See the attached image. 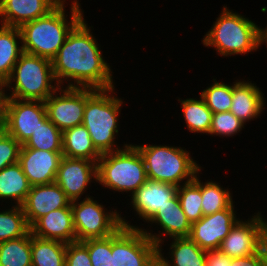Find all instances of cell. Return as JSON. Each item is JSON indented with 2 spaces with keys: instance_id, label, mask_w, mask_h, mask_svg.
<instances>
[{
  "instance_id": "13",
  "label": "cell",
  "mask_w": 267,
  "mask_h": 266,
  "mask_svg": "<svg viewBox=\"0 0 267 266\" xmlns=\"http://www.w3.org/2000/svg\"><path fill=\"white\" fill-rule=\"evenodd\" d=\"M233 204L234 202L222 211L203 216L193 222L189 238L201 249L218 250L223 239L239 220Z\"/></svg>"
},
{
  "instance_id": "7",
  "label": "cell",
  "mask_w": 267,
  "mask_h": 266,
  "mask_svg": "<svg viewBox=\"0 0 267 266\" xmlns=\"http://www.w3.org/2000/svg\"><path fill=\"white\" fill-rule=\"evenodd\" d=\"M147 180L144 161L132 144L102 154L97 161V183L109 190L131 195Z\"/></svg>"
},
{
  "instance_id": "43",
  "label": "cell",
  "mask_w": 267,
  "mask_h": 266,
  "mask_svg": "<svg viewBox=\"0 0 267 266\" xmlns=\"http://www.w3.org/2000/svg\"><path fill=\"white\" fill-rule=\"evenodd\" d=\"M264 219H265V217L263 218V216H262L264 235L267 236V221H266V219L265 220Z\"/></svg>"
},
{
  "instance_id": "18",
  "label": "cell",
  "mask_w": 267,
  "mask_h": 266,
  "mask_svg": "<svg viewBox=\"0 0 267 266\" xmlns=\"http://www.w3.org/2000/svg\"><path fill=\"white\" fill-rule=\"evenodd\" d=\"M177 186L147 179L131 196V206L139 218L148 222L158 211L169 203L177 193Z\"/></svg>"
},
{
  "instance_id": "37",
  "label": "cell",
  "mask_w": 267,
  "mask_h": 266,
  "mask_svg": "<svg viewBox=\"0 0 267 266\" xmlns=\"http://www.w3.org/2000/svg\"><path fill=\"white\" fill-rule=\"evenodd\" d=\"M65 266H92L88 248L83 242L67 244Z\"/></svg>"
},
{
  "instance_id": "14",
  "label": "cell",
  "mask_w": 267,
  "mask_h": 266,
  "mask_svg": "<svg viewBox=\"0 0 267 266\" xmlns=\"http://www.w3.org/2000/svg\"><path fill=\"white\" fill-rule=\"evenodd\" d=\"M97 181V163L87 159L62 157L57 170L55 183L71 200H80L86 188Z\"/></svg>"
},
{
  "instance_id": "24",
  "label": "cell",
  "mask_w": 267,
  "mask_h": 266,
  "mask_svg": "<svg viewBox=\"0 0 267 266\" xmlns=\"http://www.w3.org/2000/svg\"><path fill=\"white\" fill-rule=\"evenodd\" d=\"M31 189L26 175L17 162L0 170V199L13 200L16 206H22Z\"/></svg>"
},
{
  "instance_id": "22",
  "label": "cell",
  "mask_w": 267,
  "mask_h": 266,
  "mask_svg": "<svg viewBox=\"0 0 267 266\" xmlns=\"http://www.w3.org/2000/svg\"><path fill=\"white\" fill-rule=\"evenodd\" d=\"M62 154L67 158L87 159L97 163L102 154L95 148L84 125L62 132Z\"/></svg>"
},
{
  "instance_id": "35",
  "label": "cell",
  "mask_w": 267,
  "mask_h": 266,
  "mask_svg": "<svg viewBox=\"0 0 267 266\" xmlns=\"http://www.w3.org/2000/svg\"><path fill=\"white\" fill-rule=\"evenodd\" d=\"M245 123L239 120L234 114L229 112L213 113L212 124L209 131L211 136H226L232 137L238 134L242 128H244Z\"/></svg>"
},
{
  "instance_id": "34",
  "label": "cell",
  "mask_w": 267,
  "mask_h": 266,
  "mask_svg": "<svg viewBox=\"0 0 267 266\" xmlns=\"http://www.w3.org/2000/svg\"><path fill=\"white\" fill-rule=\"evenodd\" d=\"M88 248L92 266H115L114 253H111V235L104 238L83 241Z\"/></svg>"
},
{
  "instance_id": "23",
  "label": "cell",
  "mask_w": 267,
  "mask_h": 266,
  "mask_svg": "<svg viewBox=\"0 0 267 266\" xmlns=\"http://www.w3.org/2000/svg\"><path fill=\"white\" fill-rule=\"evenodd\" d=\"M168 252L171 256L165 258L162 250L158 249V259L163 266H205L206 250L201 249L188 238H172Z\"/></svg>"
},
{
  "instance_id": "40",
  "label": "cell",
  "mask_w": 267,
  "mask_h": 266,
  "mask_svg": "<svg viewBox=\"0 0 267 266\" xmlns=\"http://www.w3.org/2000/svg\"><path fill=\"white\" fill-rule=\"evenodd\" d=\"M5 89L4 84L0 83V133L6 132L7 104L9 95Z\"/></svg>"
},
{
  "instance_id": "12",
  "label": "cell",
  "mask_w": 267,
  "mask_h": 266,
  "mask_svg": "<svg viewBox=\"0 0 267 266\" xmlns=\"http://www.w3.org/2000/svg\"><path fill=\"white\" fill-rule=\"evenodd\" d=\"M248 220H238L220 244L219 251L230 258L250 256L262 249L264 228L261 212Z\"/></svg>"
},
{
  "instance_id": "20",
  "label": "cell",
  "mask_w": 267,
  "mask_h": 266,
  "mask_svg": "<svg viewBox=\"0 0 267 266\" xmlns=\"http://www.w3.org/2000/svg\"><path fill=\"white\" fill-rule=\"evenodd\" d=\"M31 233L42 239L58 240L67 244L75 242L76 234L71 204L39 218L31 226Z\"/></svg>"
},
{
  "instance_id": "44",
  "label": "cell",
  "mask_w": 267,
  "mask_h": 266,
  "mask_svg": "<svg viewBox=\"0 0 267 266\" xmlns=\"http://www.w3.org/2000/svg\"><path fill=\"white\" fill-rule=\"evenodd\" d=\"M151 266H163V264L159 259H157Z\"/></svg>"
},
{
  "instance_id": "27",
  "label": "cell",
  "mask_w": 267,
  "mask_h": 266,
  "mask_svg": "<svg viewBox=\"0 0 267 266\" xmlns=\"http://www.w3.org/2000/svg\"><path fill=\"white\" fill-rule=\"evenodd\" d=\"M178 101L181 103L187 129L192 133L209 135L213 112L206 105L204 99L200 96L199 100L196 98L180 100L179 98Z\"/></svg>"
},
{
  "instance_id": "10",
  "label": "cell",
  "mask_w": 267,
  "mask_h": 266,
  "mask_svg": "<svg viewBox=\"0 0 267 266\" xmlns=\"http://www.w3.org/2000/svg\"><path fill=\"white\" fill-rule=\"evenodd\" d=\"M96 90L94 88L59 87L44 101L48 119L61 132L82 125L86 100Z\"/></svg>"
},
{
  "instance_id": "8",
  "label": "cell",
  "mask_w": 267,
  "mask_h": 266,
  "mask_svg": "<svg viewBox=\"0 0 267 266\" xmlns=\"http://www.w3.org/2000/svg\"><path fill=\"white\" fill-rule=\"evenodd\" d=\"M124 218L121 217L122 226L111 235L115 266H151L158 259V246Z\"/></svg>"
},
{
  "instance_id": "39",
  "label": "cell",
  "mask_w": 267,
  "mask_h": 266,
  "mask_svg": "<svg viewBox=\"0 0 267 266\" xmlns=\"http://www.w3.org/2000/svg\"><path fill=\"white\" fill-rule=\"evenodd\" d=\"M232 258L219 250L206 251L205 266H231Z\"/></svg>"
},
{
  "instance_id": "19",
  "label": "cell",
  "mask_w": 267,
  "mask_h": 266,
  "mask_svg": "<svg viewBox=\"0 0 267 266\" xmlns=\"http://www.w3.org/2000/svg\"><path fill=\"white\" fill-rule=\"evenodd\" d=\"M62 0H0V25L20 27L46 16Z\"/></svg>"
},
{
  "instance_id": "4",
  "label": "cell",
  "mask_w": 267,
  "mask_h": 266,
  "mask_svg": "<svg viewBox=\"0 0 267 266\" xmlns=\"http://www.w3.org/2000/svg\"><path fill=\"white\" fill-rule=\"evenodd\" d=\"M224 5L211 29L204 36L205 47H214L217 54H247L260 48V26Z\"/></svg>"
},
{
  "instance_id": "6",
  "label": "cell",
  "mask_w": 267,
  "mask_h": 266,
  "mask_svg": "<svg viewBox=\"0 0 267 266\" xmlns=\"http://www.w3.org/2000/svg\"><path fill=\"white\" fill-rule=\"evenodd\" d=\"M134 146L144 161L147 179L179 187L181 183L183 185L193 181L201 170V166L184 148L153 144Z\"/></svg>"
},
{
  "instance_id": "38",
  "label": "cell",
  "mask_w": 267,
  "mask_h": 266,
  "mask_svg": "<svg viewBox=\"0 0 267 266\" xmlns=\"http://www.w3.org/2000/svg\"><path fill=\"white\" fill-rule=\"evenodd\" d=\"M231 266H267L263 249L250 256L232 258Z\"/></svg>"
},
{
  "instance_id": "41",
  "label": "cell",
  "mask_w": 267,
  "mask_h": 266,
  "mask_svg": "<svg viewBox=\"0 0 267 266\" xmlns=\"http://www.w3.org/2000/svg\"><path fill=\"white\" fill-rule=\"evenodd\" d=\"M259 33H260V46L263 45V43H266L265 45L267 46V27L265 29L260 28Z\"/></svg>"
},
{
  "instance_id": "2",
  "label": "cell",
  "mask_w": 267,
  "mask_h": 266,
  "mask_svg": "<svg viewBox=\"0 0 267 266\" xmlns=\"http://www.w3.org/2000/svg\"><path fill=\"white\" fill-rule=\"evenodd\" d=\"M65 1L62 0L46 16L19 27L23 52L49 60L56 56L68 34L84 18L81 5L78 0H74L71 2L68 21L65 15Z\"/></svg>"
},
{
  "instance_id": "9",
  "label": "cell",
  "mask_w": 267,
  "mask_h": 266,
  "mask_svg": "<svg viewBox=\"0 0 267 266\" xmlns=\"http://www.w3.org/2000/svg\"><path fill=\"white\" fill-rule=\"evenodd\" d=\"M87 196L82 201H71L76 241L83 242L114 234L122 226L121 213L116 209L108 212L102 203Z\"/></svg>"
},
{
  "instance_id": "3",
  "label": "cell",
  "mask_w": 267,
  "mask_h": 266,
  "mask_svg": "<svg viewBox=\"0 0 267 266\" xmlns=\"http://www.w3.org/2000/svg\"><path fill=\"white\" fill-rule=\"evenodd\" d=\"M110 89H97L87 100L82 125L86 127L95 148L101 153L114 152L124 148L115 144L119 133V113L123 100ZM114 94V95H113Z\"/></svg>"
},
{
  "instance_id": "21",
  "label": "cell",
  "mask_w": 267,
  "mask_h": 266,
  "mask_svg": "<svg viewBox=\"0 0 267 266\" xmlns=\"http://www.w3.org/2000/svg\"><path fill=\"white\" fill-rule=\"evenodd\" d=\"M264 93L251 81L236 80L233 83V96L230 112L239 120L246 122L258 118L265 109ZM265 99V100H264Z\"/></svg>"
},
{
  "instance_id": "17",
  "label": "cell",
  "mask_w": 267,
  "mask_h": 266,
  "mask_svg": "<svg viewBox=\"0 0 267 266\" xmlns=\"http://www.w3.org/2000/svg\"><path fill=\"white\" fill-rule=\"evenodd\" d=\"M71 200L55 182L47 185L31 186L22 204L27 222L31 227L39 218L59 208L67 207Z\"/></svg>"
},
{
  "instance_id": "11",
  "label": "cell",
  "mask_w": 267,
  "mask_h": 266,
  "mask_svg": "<svg viewBox=\"0 0 267 266\" xmlns=\"http://www.w3.org/2000/svg\"><path fill=\"white\" fill-rule=\"evenodd\" d=\"M48 119L43 101L9 98L6 132L23 145L36 129Z\"/></svg>"
},
{
  "instance_id": "1",
  "label": "cell",
  "mask_w": 267,
  "mask_h": 266,
  "mask_svg": "<svg viewBox=\"0 0 267 266\" xmlns=\"http://www.w3.org/2000/svg\"><path fill=\"white\" fill-rule=\"evenodd\" d=\"M83 18L68 34L51 60L57 84L61 87L110 89L114 87L113 72L104 60L101 48ZM74 82V83H73Z\"/></svg>"
},
{
  "instance_id": "5",
  "label": "cell",
  "mask_w": 267,
  "mask_h": 266,
  "mask_svg": "<svg viewBox=\"0 0 267 266\" xmlns=\"http://www.w3.org/2000/svg\"><path fill=\"white\" fill-rule=\"evenodd\" d=\"M4 86L11 92L9 98L43 102L60 87L51 60L25 52L20 55Z\"/></svg>"
},
{
  "instance_id": "26",
  "label": "cell",
  "mask_w": 267,
  "mask_h": 266,
  "mask_svg": "<svg viewBox=\"0 0 267 266\" xmlns=\"http://www.w3.org/2000/svg\"><path fill=\"white\" fill-rule=\"evenodd\" d=\"M67 243L42 239L31 233L32 266H65Z\"/></svg>"
},
{
  "instance_id": "29",
  "label": "cell",
  "mask_w": 267,
  "mask_h": 266,
  "mask_svg": "<svg viewBox=\"0 0 267 266\" xmlns=\"http://www.w3.org/2000/svg\"><path fill=\"white\" fill-rule=\"evenodd\" d=\"M0 266H32L31 231L23 237L0 242Z\"/></svg>"
},
{
  "instance_id": "30",
  "label": "cell",
  "mask_w": 267,
  "mask_h": 266,
  "mask_svg": "<svg viewBox=\"0 0 267 266\" xmlns=\"http://www.w3.org/2000/svg\"><path fill=\"white\" fill-rule=\"evenodd\" d=\"M30 231L22 206L0 211V242L23 237Z\"/></svg>"
},
{
  "instance_id": "32",
  "label": "cell",
  "mask_w": 267,
  "mask_h": 266,
  "mask_svg": "<svg viewBox=\"0 0 267 266\" xmlns=\"http://www.w3.org/2000/svg\"><path fill=\"white\" fill-rule=\"evenodd\" d=\"M213 80L214 83L203 89L200 96L213 113L229 112L232 105L233 84L228 85Z\"/></svg>"
},
{
  "instance_id": "33",
  "label": "cell",
  "mask_w": 267,
  "mask_h": 266,
  "mask_svg": "<svg viewBox=\"0 0 267 266\" xmlns=\"http://www.w3.org/2000/svg\"><path fill=\"white\" fill-rule=\"evenodd\" d=\"M177 195L182 210L191 224L203 217L201 189L193 181L179 186Z\"/></svg>"
},
{
  "instance_id": "25",
  "label": "cell",
  "mask_w": 267,
  "mask_h": 266,
  "mask_svg": "<svg viewBox=\"0 0 267 266\" xmlns=\"http://www.w3.org/2000/svg\"><path fill=\"white\" fill-rule=\"evenodd\" d=\"M19 40V41H18ZM19 27L0 26V83L11 76L14 65L23 53Z\"/></svg>"
},
{
  "instance_id": "16",
  "label": "cell",
  "mask_w": 267,
  "mask_h": 266,
  "mask_svg": "<svg viewBox=\"0 0 267 266\" xmlns=\"http://www.w3.org/2000/svg\"><path fill=\"white\" fill-rule=\"evenodd\" d=\"M149 222L152 224L157 223L162 229V231H159V234L154 233V235L151 231L148 232L146 229L141 228V230L158 246V249H162V244L166 238H162L161 236L165 234L169 236V239L170 237L172 239L188 238L190 236L192 224L182 210L177 193L169 200L168 204L158 209L157 213L148 223Z\"/></svg>"
},
{
  "instance_id": "36",
  "label": "cell",
  "mask_w": 267,
  "mask_h": 266,
  "mask_svg": "<svg viewBox=\"0 0 267 266\" xmlns=\"http://www.w3.org/2000/svg\"><path fill=\"white\" fill-rule=\"evenodd\" d=\"M21 146L7 132L0 133V170L18 162Z\"/></svg>"
},
{
  "instance_id": "31",
  "label": "cell",
  "mask_w": 267,
  "mask_h": 266,
  "mask_svg": "<svg viewBox=\"0 0 267 266\" xmlns=\"http://www.w3.org/2000/svg\"><path fill=\"white\" fill-rule=\"evenodd\" d=\"M21 147L62 152V132L47 119Z\"/></svg>"
},
{
  "instance_id": "28",
  "label": "cell",
  "mask_w": 267,
  "mask_h": 266,
  "mask_svg": "<svg viewBox=\"0 0 267 266\" xmlns=\"http://www.w3.org/2000/svg\"><path fill=\"white\" fill-rule=\"evenodd\" d=\"M196 174L193 182L201 189L202 194V212L203 216L214 214L228 208L232 203L231 191L224 189L219 183L208 181L203 183L200 180L199 173Z\"/></svg>"
},
{
  "instance_id": "42",
  "label": "cell",
  "mask_w": 267,
  "mask_h": 266,
  "mask_svg": "<svg viewBox=\"0 0 267 266\" xmlns=\"http://www.w3.org/2000/svg\"><path fill=\"white\" fill-rule=\"evenodd\" d=\"M262 249H263L264 254L266 256V259H267V236L264 237L263 244H262Z\"/></svg>"
},
{
  "instance_id": "15",
  "label": "cell",
  "mask_w": 267,
  "mask_h": 266,
  "mask_svg": "<svg viewBox=\"0 0 267 266\" xmlns=\"http://www.w3.org/2000/svg\"><path fill=\"white\" fill-rule=\"evenodd\" d=\"M62 157V152L21 147L18 163L31 186L47 185L55 182Z\"/></svg>"
}]
</instances>
